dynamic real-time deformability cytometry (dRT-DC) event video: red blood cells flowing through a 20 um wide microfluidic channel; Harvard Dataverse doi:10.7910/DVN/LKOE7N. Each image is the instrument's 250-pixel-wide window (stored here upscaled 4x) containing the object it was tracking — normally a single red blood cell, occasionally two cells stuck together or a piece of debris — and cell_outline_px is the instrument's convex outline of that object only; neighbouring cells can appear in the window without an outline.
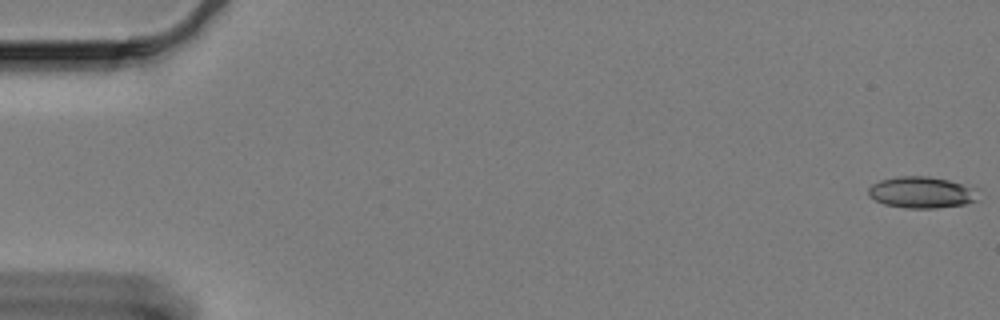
{"species": "Egyptian fruit bat (a non-hibernating species)", "species_latin": "Rousettus aegyptiacus", "temperature_condition": "cold", "stored_images_in_passage": 6, "camera_frame_rate_fps": 3000, "um_per_image_px": 0.085, "animal": {"sex": "female"}, "frame": {"image": 1, "passage_image": 1, "time_ms": 0.0, "image_size_px": [1000, 320], "cell_outline_px": [[980, 200], [964, 204], [936, 208], [904, 208], [884, 204], [868, 196], [868, 188], [872, 184], [880, 180], [900, 176], [928, 176], [948, 180], [960, 184], [968, 188]], "centroid_in_image_um": [78.23, 16.36], "position_along_channel_um": 6.8, "area_um2": 19.71}}